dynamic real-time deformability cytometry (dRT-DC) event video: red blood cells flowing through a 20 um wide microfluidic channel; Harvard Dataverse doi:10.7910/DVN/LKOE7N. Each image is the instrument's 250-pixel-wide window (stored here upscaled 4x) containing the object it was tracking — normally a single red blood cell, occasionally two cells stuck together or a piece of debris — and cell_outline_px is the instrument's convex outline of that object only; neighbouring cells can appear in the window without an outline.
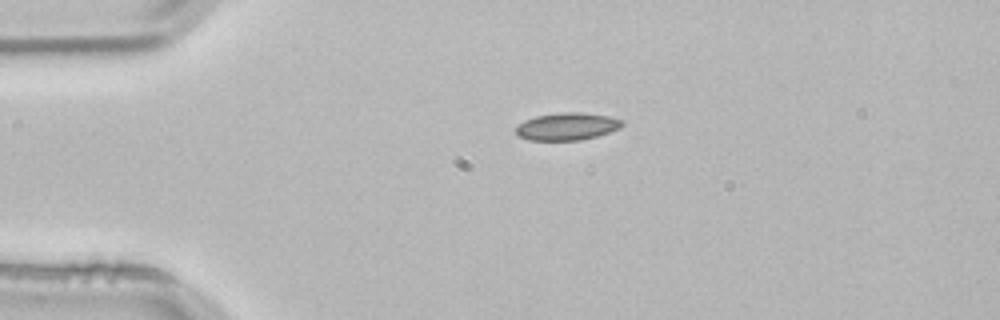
{"species": "common noctule bat (a hibernating species)", "species_latin": "Nyctalus noctula", "temperature_condition": "room temperature", "stored_images_in_passage": 2, "camera_frame_rate_fps": 3000, "um_per_image_px": 0.085, "animal": {"sex": "male", "body_mass_g": 21.5, "forearm_length_mm": 52.0}, "frame": {"image": 1, "passage_image": 1, "time_ms": 0.0, "image_size_px": [1000, 320], "cell_outline_px": [[624, 124], [620, 128], [596, 136], [580, 140], [528, 140], [516, 136], [516, 128], [524, 120], [536, 116], [560, 112], [580, 112], [608, 116], [624, 120]], "centroid_in_image_um": [48.19, 10.74], "position_along_channel_um": 36.8, "area_um2": 16.99}}